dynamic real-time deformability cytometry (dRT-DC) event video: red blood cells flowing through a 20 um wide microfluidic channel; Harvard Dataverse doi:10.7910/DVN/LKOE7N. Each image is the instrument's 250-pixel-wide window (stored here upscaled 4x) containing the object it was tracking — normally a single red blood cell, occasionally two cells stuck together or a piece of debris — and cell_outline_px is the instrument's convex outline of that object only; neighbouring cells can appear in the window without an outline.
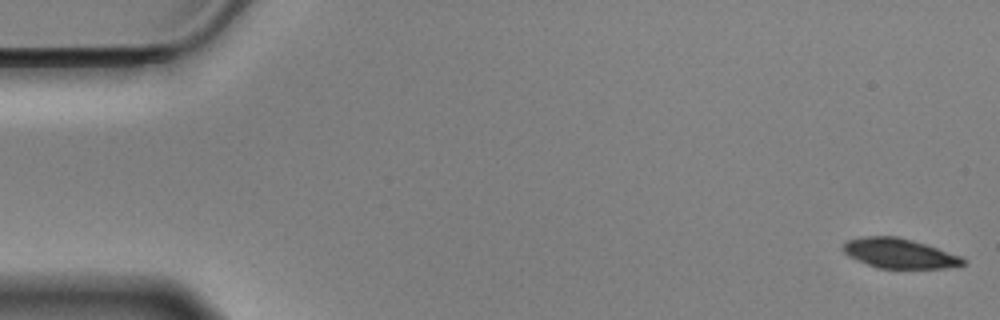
{"species": "Egyptian fruit bat (a non-hibernating species)", "species_latin": "Rousettus aegyptiacus", "temperature_condition": "cold", "stored_images_in_passage": 57, "camera_frame_rate_fps": 3000, "um_per_image_px": 0.085, "animal": {"sex": "male"}, "frame": {"image": 1, "passage_image": 1, "time_ms": 0.0, "image_size_px": [1000, 320], "cell_outline_px": [[968, 260], [964, 264], [944, 268], [876, 268], [856, 260], [848, 256], [840, 248], [844, 240], [864, 236], [896, 236], [912, 240], [960, 256]], "centroid_in_image_um": [76.36, 21.53], "position_along_channel_um": 8.6, "area_um2": 20.87}}
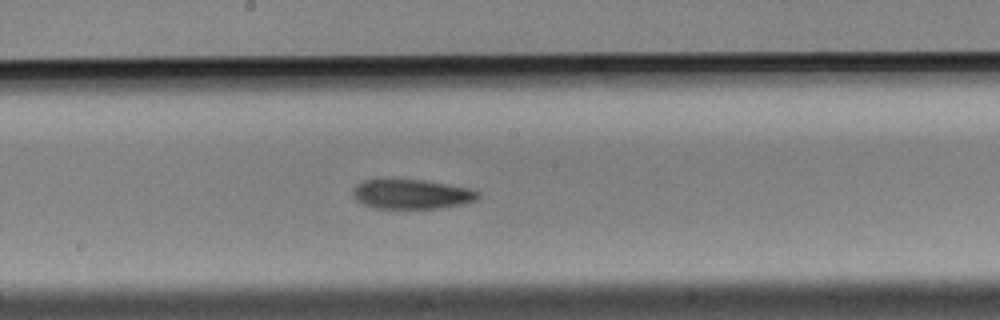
{"frame": {"image": 2, "passage_image": 30, "time_ms": 9.667, "image_size_px": [1000, 320], "cell_outline_px": [[480, 196], [476, 200], [464, 204], [440, 208], [376, 208], [364, 204], [356, 200], [352, 196], [352, 188], [356, 184], [364, 180], [424, 180], [468, 188], [480, 192]], "centroid_in_image_um": [34.98, 16.51], "position_along_channel_um": 213.2, "area_um2": 21.5}}
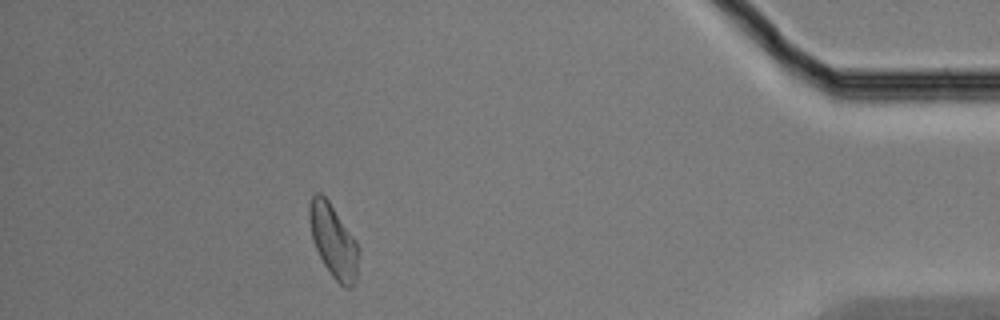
{"frame": {"image": 3, "passage_image": 51, "time_ms": 16.667, "image_size_px": [1000, 320], "cell_outline_px": [[356, 280], [352, 288], [344, 288], [332, 276], [324, 264], [316, 248], [312, 236], [308, 216], [308, 204], [312, 196], [316, 192], [320, 192], [328, 200], [356, 240]], "centroid_in_image_um": [28.3, 20.45], "position_along_channel_um": 406.9, "area_um2": 20.46}, "authors_computed_cell_mechanics": {"area_um2": 21.7906, "velocity_mm_per_s": 3.49, "shape_relaxation_time_tau1_ms": 4.4496, "shape_relaxation_time_tau2_ms": null, "deformation_change_tau1": 0.1011, "deformation_change_tau2": null}}